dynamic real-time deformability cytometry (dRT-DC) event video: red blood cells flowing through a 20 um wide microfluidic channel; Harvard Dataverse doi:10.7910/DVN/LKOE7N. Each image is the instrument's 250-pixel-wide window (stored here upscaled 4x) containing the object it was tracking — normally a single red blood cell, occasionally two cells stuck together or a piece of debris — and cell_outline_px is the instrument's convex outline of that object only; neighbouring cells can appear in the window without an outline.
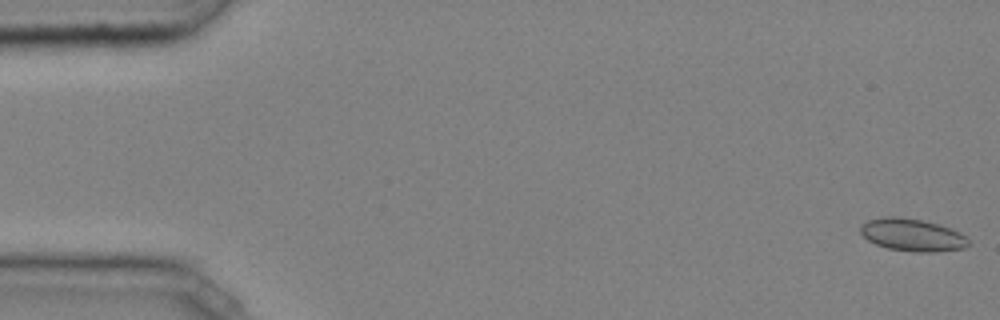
{"species": "common noctule bat (a hibernating species)", "species_latin": "Nyctalus noctula", "temperature_condition": "cold", "stored_images_in_passage": 47, "camera_frame_rate_fps": 3000, "um_per_image_px": 0.085, "animal": {"sex": "male", "body_mass_g": 20.4}, "frame": {"image": 1, "passage_image": 1, "time_ms": 0.0, "image_size_px": [1000, 320], "cell_outline_px": [[968, 244], [964, 248], [936, 252], [912, 252], [888, 248], [876, 244], [868, 240], [860, 232], [860, 224], [868, 220], [884, 216], [900, 216], [940, 224], [960, 232], [968, 240]], "centroid_in_image_um": [77.52, 19.96], "position_along_channel_um": 7.5, "area_um2": 20.52}}
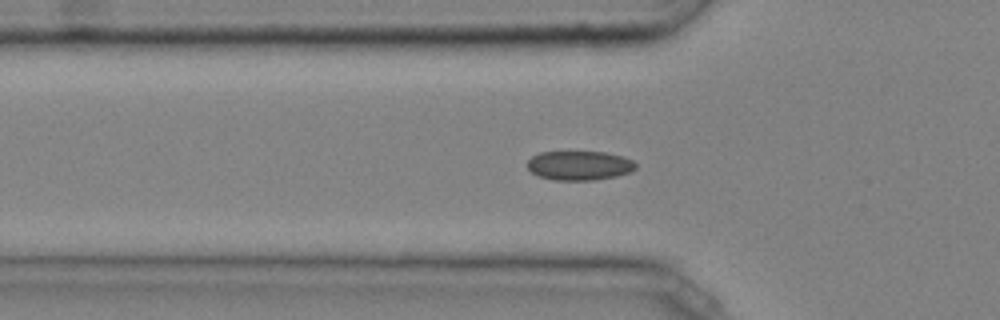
{"frame": {"image": 2, "passage_image": 16, "time_ms": 5.0, "image_size_px": [1000, 320], "cell_outline_px": [[636, 168], [632, 172], [616, 176], [596, 180], [552, 180], [540, 176], [532, 172], [528, 168], [528, 160], [532, 156], [540, 152], [604, 152], [624, 156], [632, 160], [636, 164]], "centroid_in_image_um": [49.28, 14.07], "position_along_channel_um": 76.5, "area_um2": 18.55}}
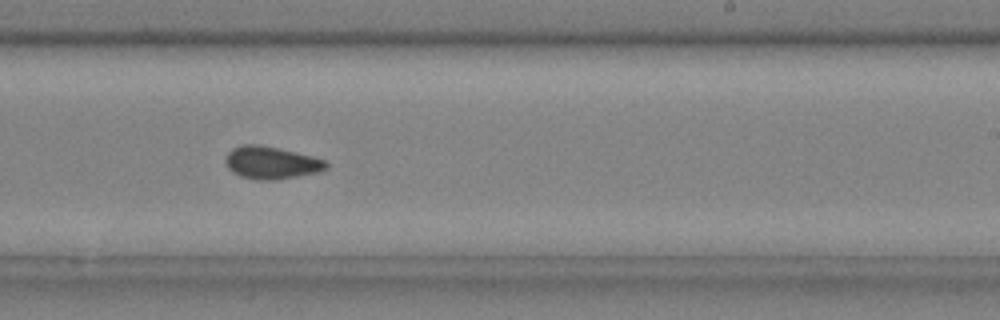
{"frame": {"image": 3, "passage_image": 30, "time_ms": 9.667, "image_size_px": [1000, 320], "cell_outline_px": [[328, 168], [320, 172], [276, 180], [256, 180], [240, 176], [232, 172], [228, 168], [224, 160], [228, 152], [232, 148], [244, 144], [260, 144], [296, 152], [328, 160]], "centroid_in_image_um": [23.07, 13.83], "position_along_channel_um": 265.9, "area_um2": 19.36}, "authors_computed_cell_mechanics": {"area_um2": 18.6694, "velocity_mm_per_s": 4.0565, "shape_relaxation_time_tau1_ms": null, "shape_relaxation_time_tau2_ms": 2.4792, "deformation_change_tau1": null, "deformation_change_tau2": 0.0571}}